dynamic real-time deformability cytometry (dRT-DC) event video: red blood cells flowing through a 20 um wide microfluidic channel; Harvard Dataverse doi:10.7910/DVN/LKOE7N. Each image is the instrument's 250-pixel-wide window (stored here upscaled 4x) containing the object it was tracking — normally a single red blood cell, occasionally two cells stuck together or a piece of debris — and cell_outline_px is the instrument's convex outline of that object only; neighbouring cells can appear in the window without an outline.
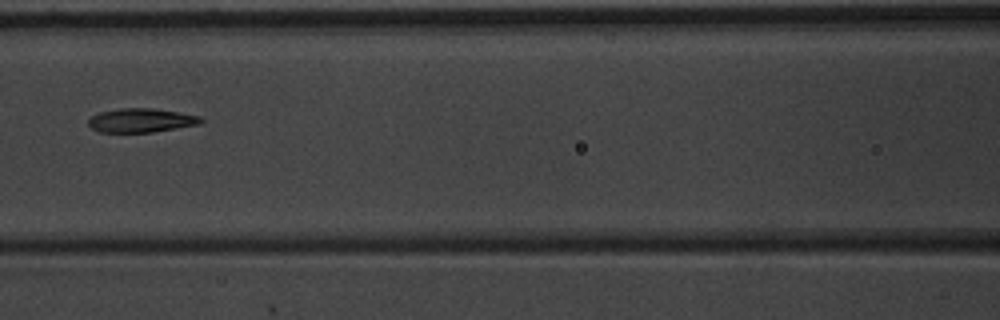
{"species": "common noctule bat (a hibernating species)", "species_latin": "Nyctalus noctula", "temperature_condition": "warm", "stored_images_in_passage": 4, "camera_frame_rate_fps": 3000, "um_per_image_px": 0.085, "animal": {"sex": "male", "body_mass_g": 20.1, "forearm_length_mm": 53.5}, "frame": {"image": 1, "passage_image": 4, "time_ms": 1.0, "image_size_px": [1000, 320], "cell_outline_px": [[204, 120], [200, 124], [152, 132], [100, 132], [92, 128], [88, 124], [88, 120], [92, 116], [100, 112], [120, 108], [152, 108], [200, 116]], "centroid_in_image_um": [11.99, 10.23], "position_along_channel_um": 154.6, "area_um2": 15.55}}